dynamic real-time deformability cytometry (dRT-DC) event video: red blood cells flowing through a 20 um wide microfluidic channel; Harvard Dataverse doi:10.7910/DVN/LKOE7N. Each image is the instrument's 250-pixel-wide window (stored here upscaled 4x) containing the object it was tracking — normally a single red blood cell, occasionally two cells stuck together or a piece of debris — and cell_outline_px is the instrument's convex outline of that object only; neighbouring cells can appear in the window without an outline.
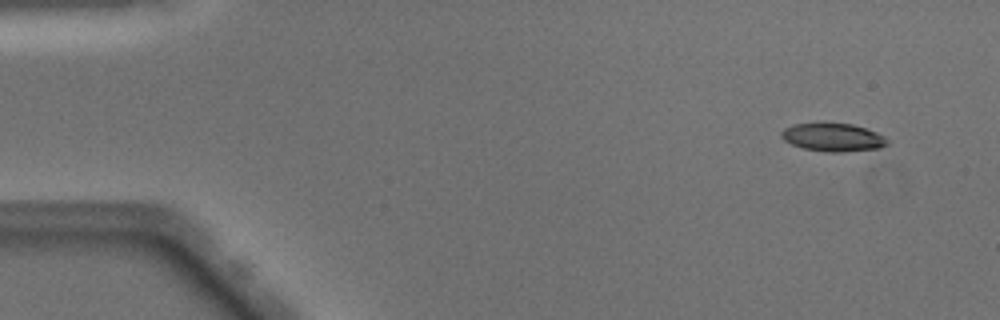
{"species": "Egyptian fruit bat (a non-hibernating species)", "species_latin": "Rousettus aegyptiacus", "temperature_condition": "warm", "stored_images_in_passage": 50, "camera_frame_rate_fps": 3000, "um_per_image_px": 0.085, "animal": {"sex": "male"}, "frame": {"image": 1, "passage_image": 4, "time_ms": 1.0, "image_size_px": [1000, 320], "cell_outline_px": [[888, 144], [880, 148], [840, 152], [828, 152], [804, 148], [792, 144], [784, 140], [780, 136], [780, 132], [784, 128], [792, 124], [852, 124], [876, 132], [884, 136], [888, 140]], "centroid_in_image_um": [70.8, 11.68], "position_along_channel_um": 14.2, "area_um2": 17.11}}
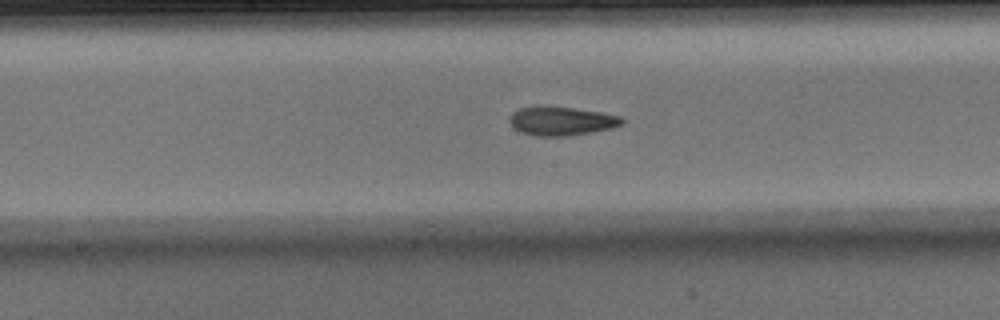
{"frame": {"image": 2, "passage_image": 26, "time_ms": 8.333, "image_size_px": [1000, 320], "cell_outline_px": [[624, 124], [612, 128], [592, 132], [568, 136], [536, 136], [520, 132], [508, 120], [512, 112], [520, 108], [536, 104], [544, 104], [600, 112], [620, 116], [624, 120]], "centroid_in_image_um": [47.69, 10.26], "position_along_channel_um": 200.5, "area_um2": 19.25}}
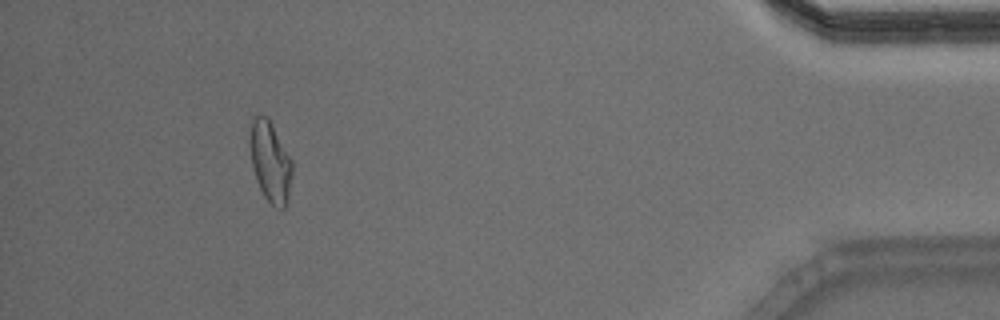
{"frame": {"image": 3, "passage_image": 46, "time_ms": 15.0, "image_size_px": [1000, 320], "cell_outline_px": [[292, 172], [288, 196], [284, 208], [276, 208], [264, 196], [256, 180], [252, 164], [248, 140], [252, 120], [256, 116], [268, 116], [292, 160]], "centroid_in_image_um": [22.96, 13.71], "position_along_channel_um": 412.2, "area_um2": 19.77}, "authors_computed_cell_mechanics": {"area_um2": 18.8717, "velocity_mm_per_s": 4.0665, "shape_relaxation_time_tau1_ms": 7.7259, "shape_relaxation_time_tau2_ms": 2.5071, "deformation_change_tau1": 0.2305, "deformation_change_tau2": 0.1084}}